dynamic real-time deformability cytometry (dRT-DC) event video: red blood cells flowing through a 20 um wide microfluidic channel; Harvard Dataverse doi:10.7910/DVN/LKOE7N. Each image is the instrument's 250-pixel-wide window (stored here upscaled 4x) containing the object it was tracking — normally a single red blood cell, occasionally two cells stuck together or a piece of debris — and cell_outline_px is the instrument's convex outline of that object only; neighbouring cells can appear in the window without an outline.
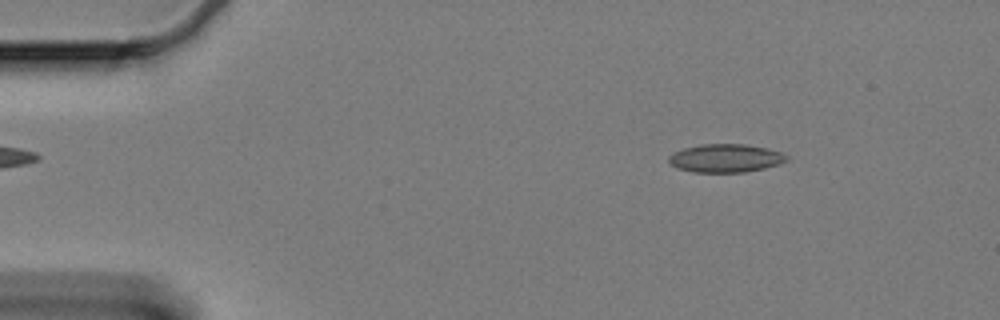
{"species": "Egyptian fruit bat (a non-hibernating species)", "species_latin": "Rousettus aegyptiacus", "temperature_condition": "cold", "stored_images_in_passage": 60, "camera_frame_rate_fps": 3000, "um_per_image_px": 0.085, "animal": {"sex": "female"}, "frame": {"image": 1, "passage_image": 8, "time_ms": 2.333, "image_size_px": [1000, 320], "cell_outline_px": [[788, 160], [780, 164], [764, 168], [744, 172], [692, 172], [676, 168], [668, 160], [668, 156], [684, 148], [700, 144], [744, 144], [768, 148], [784, 152], [788, 156]], "centroid_in_image_um": [61.71, 13.44], "position_along_channel_um": 23.3, "area_um2": 19.54}}
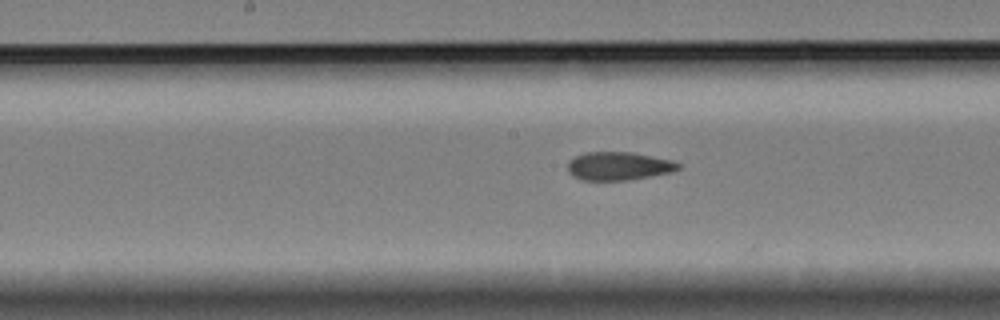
{"frame": {"image": 2, "passage_image": 30, "time_ms": 9.667, "image_size_px": [1000, 320], "cell_outline_px": [[680, 168], [672, 172], [628, 180], [580, 180], [572, 176], [568, 172], [568, 160], [584, 152], [632, 152], [672, 160], [680, 164]], "centroid_in_image_um": [52.56, 14.11], "position_along_channel_um": 195.6, "area_um2": 18.32}}
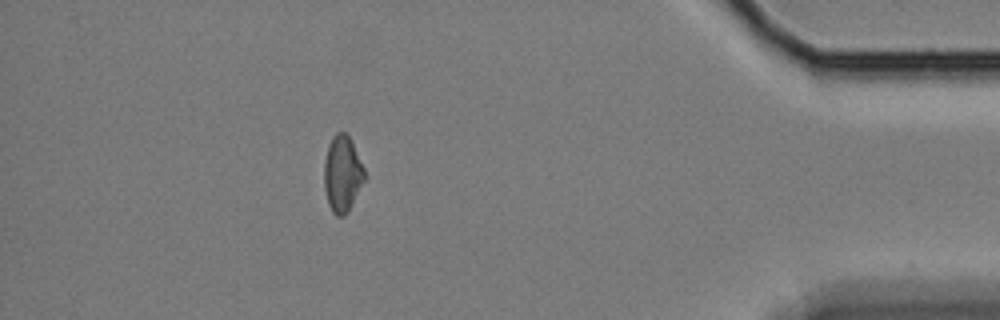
{"frame": {"image": 3, "passage_image": 53, "time_ms": 17.333, "image_size_px": [1000, 320], "cell_outline_px": [[364, 180], [348, 212], [344, 216], [336, 216], [332, 212], [328, 204], [324, 188], [324, 164], [328, 148], [332, 136], [336, 132], [344, 132], [348, 136], [364, 168]], "centroid_in_image_um": [29.08, 14.81], "position_along_channel_um": 406.1, "area_um2": 17.63}, "authors_computed_cell_mechanics": {"area_um2": 18.7272, "velocity_mm_per_s": 3.3241, "shape_relaxation_time_tau1_ms": null, "shape_relaxation_time_tau2_ms": 6.7546, "deformation_change_tau1": null, "deformation_change_tau2": 0.1126}}